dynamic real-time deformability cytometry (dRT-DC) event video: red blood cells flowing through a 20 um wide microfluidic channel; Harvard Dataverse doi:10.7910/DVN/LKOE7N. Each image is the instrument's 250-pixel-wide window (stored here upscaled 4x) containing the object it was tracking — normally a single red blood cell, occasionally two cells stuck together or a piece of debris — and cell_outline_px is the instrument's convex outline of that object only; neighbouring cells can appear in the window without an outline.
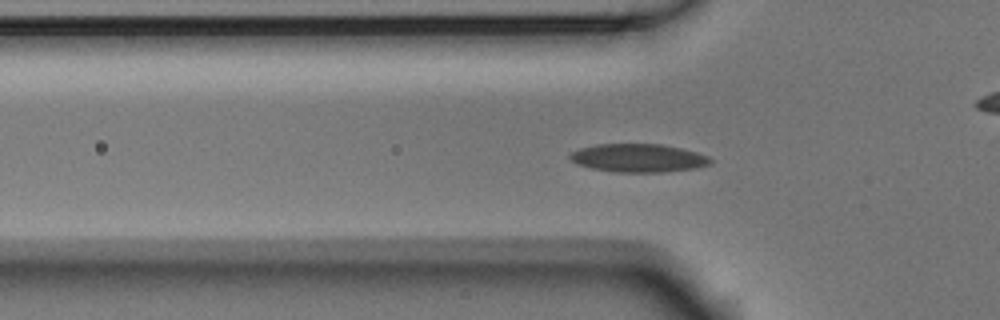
{"species": "Egyptian fruit bat (a non-hibernating species)", "species_latin": "Rousettus aegyptiacus", "temperature_condition": "room temperature", "stored_images_in_passage": 55, "camera_frame_rate_fps": 3000, "um_per_image_px": 0.085, "animal": {"sex": "male"}, "frame": {"image": 1, "passage_image": 17, "time_ms": 5.333, "image_size_px": [1000, 320], "cell_outline_px": [[712, 164], [696, 168], [660, 172], [616, 172], [592, 168], [580, 164], [572, 160], [568, 156], [572, 152], [580, 148], [596, 144], [660, 144], [680, 148], [696, 152], [708, 156], [712, 160]], "centroid_in_image_um": [54.29, 13.43], "position_along_channel_um": 71.5, "area_um2": 22.95}}
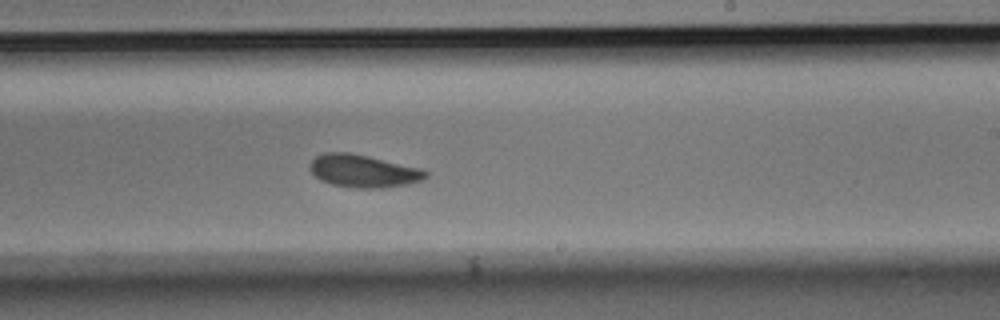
{"frame": {"image": 2, "passage_image": 32, "time_ms": 10.333, "image_size_px": [1000, 320], "cell_outline_px": [[428, 176], [420, 180], [408, 184], [380, 188], [356, 188], [332, 184], [320, 180], [308, 168], [312, 160], [316, 156], [324, 152], [348, 152], [368, 156], [420, 168], [428, 172]], "centroid_in_image_um": [30.86, 14.53], "position_along_channel_um": 258.1, "area_um2": 21.91}}
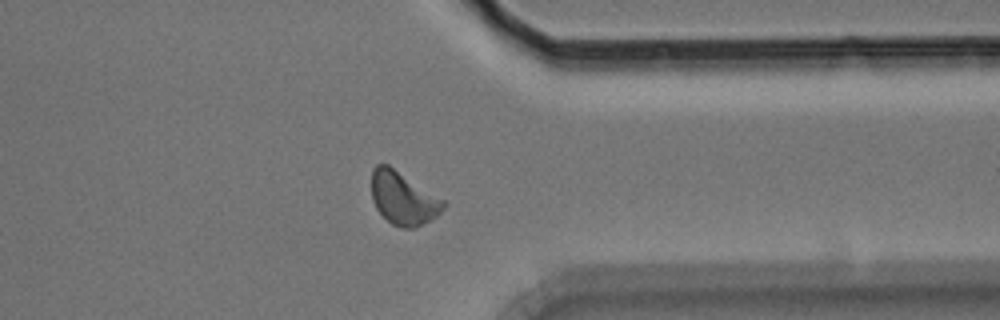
{"frame": {"image": 3, "passage_image": 42, "time_ms": 13.667, "image_size_px": [1000, 320], "cell_outline_px": [[448, 204], [436, 216], [416, 228], [400, 228], [392, 224], [376, 208], [372, 200], [372, 168], [376, 164], [388, 164], [444, 200]], "centroid_in_image_um": [34.27, 16.85], "position_along_channel_um": 377.1, "area_um2": 22.08}, "authors_computed_cell_mechanics": {"area_um2": 21.6172, "velocity_mm_per_s": 3.7192, "shape_relaxation_time_tau1_ms": 2.6126, "shape_relaxation_time_tau2_ms": 4.6391, "deformation_change_tau1": 0.0955, "deformation_change_tau2": 0.104}}